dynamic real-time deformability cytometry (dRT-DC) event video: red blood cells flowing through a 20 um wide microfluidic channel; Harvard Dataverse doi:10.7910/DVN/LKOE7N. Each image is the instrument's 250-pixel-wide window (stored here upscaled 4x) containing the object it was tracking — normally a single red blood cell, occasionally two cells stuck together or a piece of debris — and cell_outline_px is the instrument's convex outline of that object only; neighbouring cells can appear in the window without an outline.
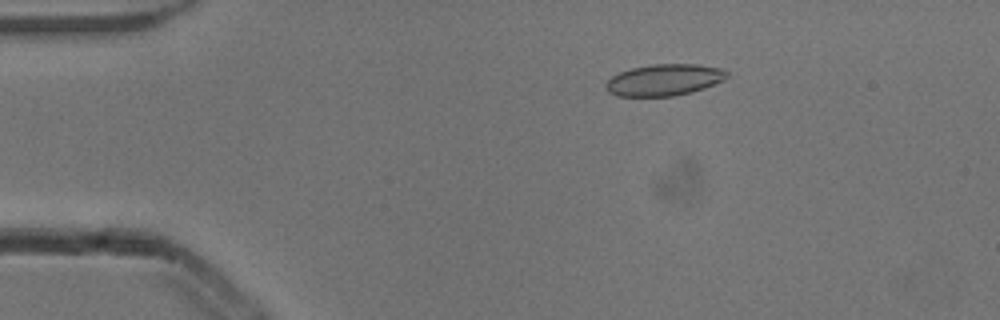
{"species": "common noctule bat (a hibernating species)", "species_latin": "Nyctalus noctula", "temperature_condition": "cold", "stored_images_in_passage": 44, "camera_frame_rate_fps": 3000, "um_per_image_px": 0.085, "animal": {"sex": "male", "body_mass_g": 13.3}, "frame": {"image": 1, "passage_image": 1, "time_ms": 0.0, "image_size_px": [1000, 320], "cell_outline_px": [[728, 76], [724, 80], [704, 88], [692, 92], [672, 96], [616, 96], [608, 92], [604, 88], [604, 84], [612, 76], [620, 72], [632, 68], [652, 64], [696, 64], [724, 68], [728, 72]], "centroid_in_image_um": [56.46, 6.79], "position_along_channel_um": 28.5, "area_um2": 22.43}}
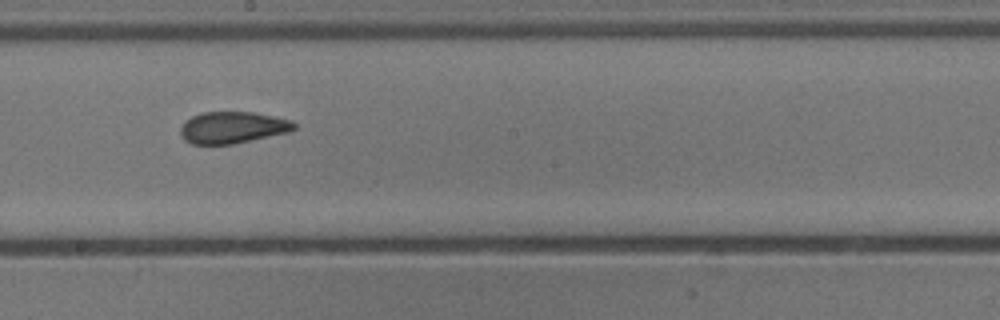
{"frame": {"image": 2, "passage_image": 21, "time_ms": 6.667, "image_size_px": [1000, 320], "cell_outline_px": [[296, 128], [288, 132], [232, 144], [192, 144], [184, 140], [180, 132], [180, 128], [184, 120], [200, 112], [252, 112], [292, 120], [296, 124]], "centroid_in_image_um": [19.73, 10.83], "position_along_channel_um": 228.5, "area_um2": 20.98}}
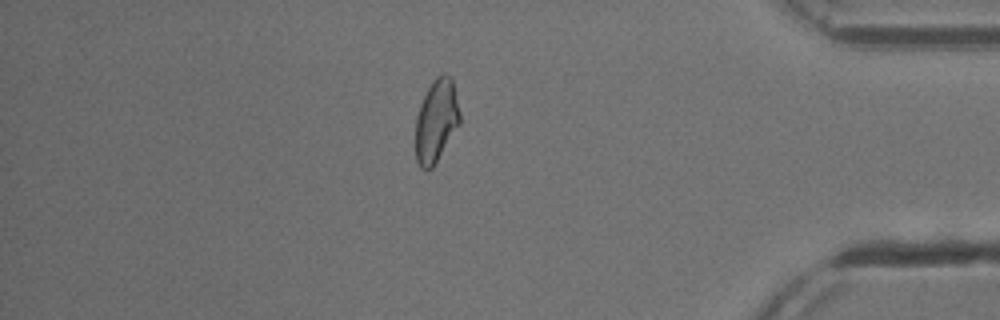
{"frame": {"image": 3, "passage_image": 37, "time_ms": 12.0, "image_size_px": [1000, 320], "cell_outline_px": [[460, 124], [432, 168], [428, 172], [420, 168], [416, 160], [416, 116], [420, 104], [428, 88], [436, 76], [440, 72], [444, 72], [452, 76], [460, 112]], "centroid_in_image_um": [37.09, 10.25], "position_along_channel_um": 398.1, "area_um2": 21.62}, "authors_computed_cell_mechanics": {"area_um2": 21.8773, "velocity_mm_per_s": 3.8688, "shape_relaxation_time_tau1_ms": 7.5196, "shape_relaxation_time_tau2_ms": 1.4737, "deformation_change_tau1": 0.1498, "deformation_change_tau2": 0.074}}